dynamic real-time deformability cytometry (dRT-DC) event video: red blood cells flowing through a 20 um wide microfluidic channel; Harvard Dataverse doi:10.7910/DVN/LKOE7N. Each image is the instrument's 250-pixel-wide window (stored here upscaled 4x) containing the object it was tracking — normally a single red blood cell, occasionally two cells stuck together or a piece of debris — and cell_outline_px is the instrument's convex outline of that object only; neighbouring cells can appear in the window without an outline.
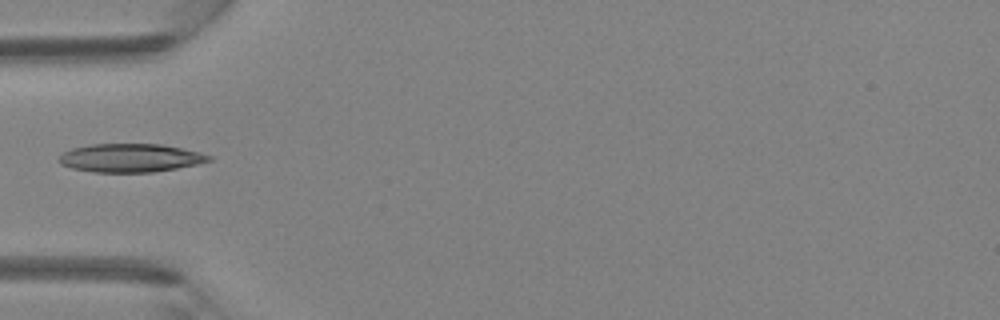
{"species": "Egyptian fruit bat (a non-hibernating species)", "species_latin": "Rousettus aegyptiacus", "temperature_condition": "room temperature", "stored_images_in_passage": 14, "camera_frame_rate_fps": 3000, "um_per_image_px": 0.085, "animal": {"sex": "female"}, "frame": {"image": 1, "passage_image": 1, "time_ms": 0.0, "image_size_px": [1000, 320], "cell_outline_px": [[212, 160], [196, 164], [176, 168], [152, 172], [92, 172], [72, 168], [60, 164], [56, 160], [64, 152], [72, 148], [92, 144], [160, 144], [200, 152], [212, 156]], "centroid_in_image_um": [11.05, 13.42], "position_along_channel_um": 73.9, "area_um2": 24.74}}